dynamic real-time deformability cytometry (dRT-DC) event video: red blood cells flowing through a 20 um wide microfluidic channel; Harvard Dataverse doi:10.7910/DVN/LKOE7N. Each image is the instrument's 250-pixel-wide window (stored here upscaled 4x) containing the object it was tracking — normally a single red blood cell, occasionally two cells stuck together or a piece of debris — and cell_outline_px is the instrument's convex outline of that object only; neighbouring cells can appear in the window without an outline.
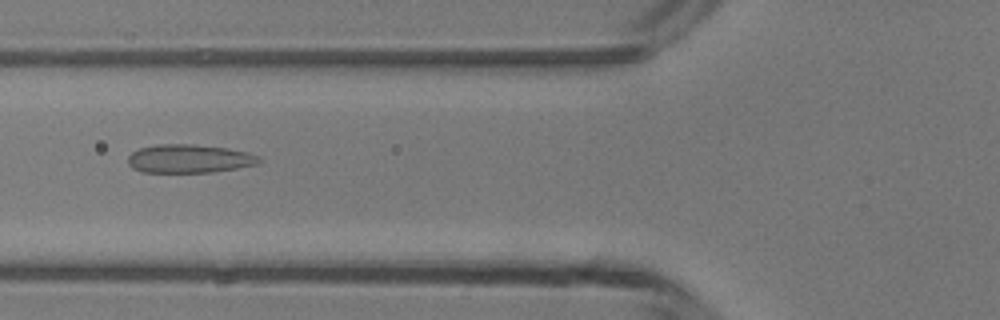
{"species": "common noctule bat (a hibernating species)", "species_latin": "Nyctalus noctula", "temperature_condition": "room temperature", "stored_images_in_passage": 5, "camera_frame_rate_fps": 3000, "um_per_image_px": 0.085, "animal": {"sex": "male", "body_mass_g": 13.3}, "frame": {"image": 1, "passage_image": 5, "time_ms": 5.333, "image_size_px": [1000, 320], "cell_outline_px": [[260, 160], [256, 164], [236, 168], [212, 172], [140, 172], [132, 168], [128, 164], [128, 156], [132, 152], [140, 148], [156, 144], [192, 144], [228, 148], [248, 152], [260, 156]], "centroid_in_image_um": [16.06, 13.48], "position_along_channel_um": 109.7, "area_um2": 21.79}}